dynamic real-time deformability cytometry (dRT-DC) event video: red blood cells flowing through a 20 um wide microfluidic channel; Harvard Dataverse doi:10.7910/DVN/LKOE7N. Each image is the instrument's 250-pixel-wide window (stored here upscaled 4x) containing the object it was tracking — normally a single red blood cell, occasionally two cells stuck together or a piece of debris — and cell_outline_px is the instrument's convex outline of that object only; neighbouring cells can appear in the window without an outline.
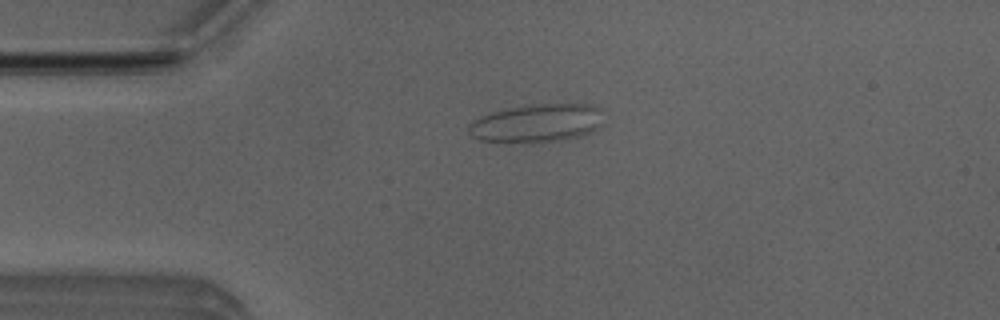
{"species": "Egyptian fruit bat (a non-hibernating species)", "species_latin": "Rousettus aegyptiacus", "temperature_condition": "room temperature", "stored_images_in_passage": 43, "camera_frame_rate_fps": 3000, "um_per_image_px": 0.085, "animal": {"sex": "male"}, "frame": {"image": 1, "passage_image": 3, "time_ms": 0.667, "image_size_px": [1000, 320], "cell_outline_px": [[596, 128], [592, 132], [584, 136], [568, 140], [544, 144], [528, 144], [480, 140], [472, 136], [468, 132], [468, 124], [480, 116], [492, 112], [508, 108], [536, 104], [588, 104], [596, 108]], "centroid_in_image_um": [45.52, 10.53], "position_along_channel_um": 39.5, "area_um2": 30.17}}
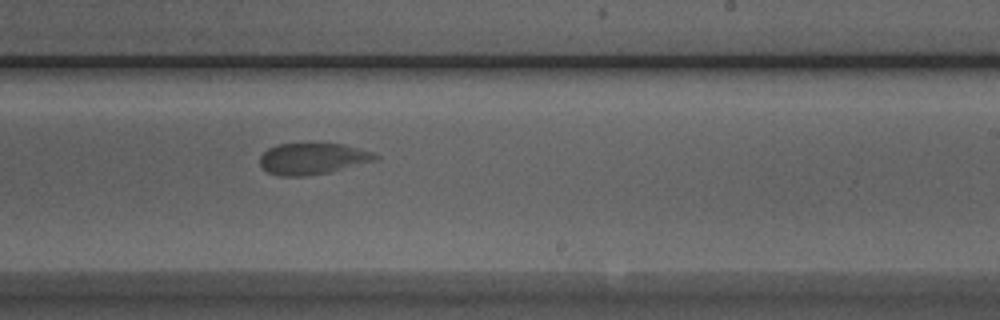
{"frame": {"image": 2, "passage_image": 22, "time_ms": 7.0, "image_size_px": [1000, 320], "cell_outline_px": [[380, 160], [332, 172], [308, 176], [280, 176], [268, 172], [260, 164], [260, 156], [268, 148], [276, 144], [344, 144], [372, 152], [380, 156]], "centroid_in_image_um": [26.63, 13.5], "position_along_channel_um": 262.4, "area_um2": 21.33}}
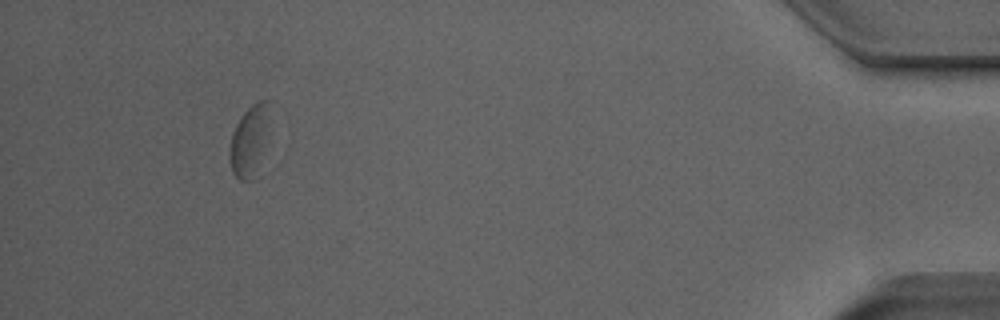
{"frame": {"image": 3, "passage_image": 39, "time_ms": 12.667, "image_size_px": [1000, 320], "cell_outline_px": [[272, 100], [252, 180], [240, 180], [232, 172], [228, 156], [228, 152], [232, 132], [240, 116], [252, 104], [260, 100]], "centroid_in_image_um": [21.1, 11.87], "position_along_channel_um": 414.1, "area_um2": 15.37}}